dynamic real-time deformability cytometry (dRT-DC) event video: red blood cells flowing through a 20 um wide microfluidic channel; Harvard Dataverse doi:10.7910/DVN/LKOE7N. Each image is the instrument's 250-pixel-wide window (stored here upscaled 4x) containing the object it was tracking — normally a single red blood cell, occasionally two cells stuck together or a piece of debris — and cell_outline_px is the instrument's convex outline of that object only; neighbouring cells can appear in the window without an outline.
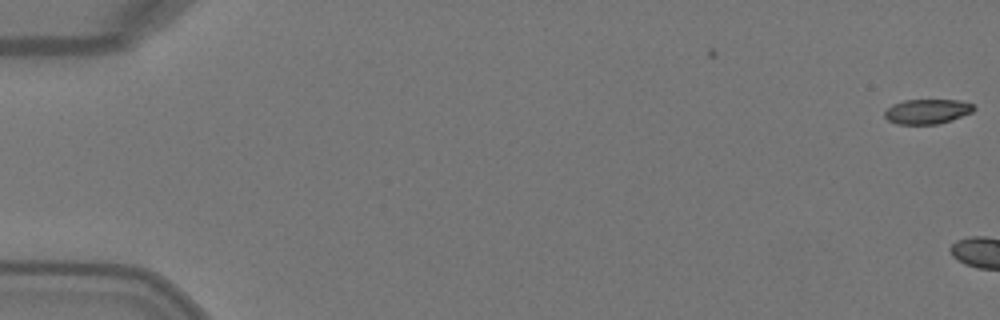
{"species": "Egyptian fruit bat (a non-hibernating species)", "species_latin": "Rousettus aegyptiacus", "temperature_condition": "warm", "stored_images_in_passage": 2, "camera_frame_rate_fps": 3000, "um_per_image_px": 0.085, "animal": {"sex": "female"}, "frame": {"image": 1, "passage_image": 1, "time_ms": 0.0, "image_size_px": [1000, 320], "cell_outline_px": [[976, 108], [972, 112], [952, 120], [936, 124], [896, 124], [888, 120], [884, 116], [884, 112], [892, 104], [904, 100], [960, 100], [972, 104]], "centroid_in_image_um": [78.81, 9.47], "position_along_channel_um": 6.2, "area_um2": 12.89}}